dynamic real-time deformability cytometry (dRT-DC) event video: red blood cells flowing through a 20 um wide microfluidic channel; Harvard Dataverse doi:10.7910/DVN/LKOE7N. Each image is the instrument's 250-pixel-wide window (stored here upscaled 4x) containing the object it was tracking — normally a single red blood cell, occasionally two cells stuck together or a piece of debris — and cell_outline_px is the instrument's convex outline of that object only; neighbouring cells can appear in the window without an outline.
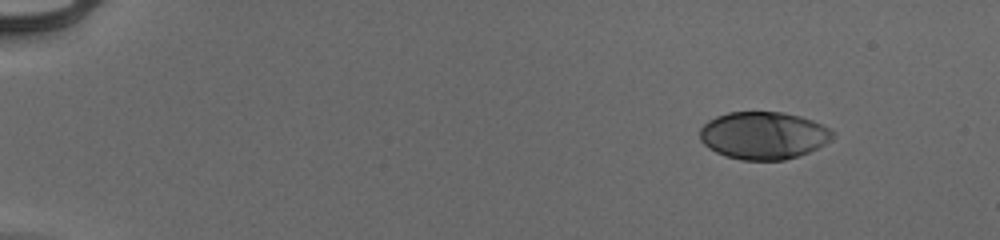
{"species": "human", "species_latin": "Homo sapiens", "temperature_condition": "cold", "stored_images_in_passage": 9, "camera_frame_rate_fps": 3000, "um_per_image_px": 0.085, "donor": {"sex": "male"}, "frame": {"image": 1, "passage_image": 1, "time_ms": 0.0, "image_size_px": [1000, 240], "cell_outline_px": [[836, 136], [824, 144], [808, 152], [784, 160], [740, 160], [716, 152], [708, 148], [700, 140], [700, 128], [708, 120], [716, 116], [728, 112], [784, 112], [800, 116], [812, 120], [836, 132]], "centroid_in_image_um": [64.89, 11.5], "position_along_channel_um": 20.1, "area_um2": 36.76}}